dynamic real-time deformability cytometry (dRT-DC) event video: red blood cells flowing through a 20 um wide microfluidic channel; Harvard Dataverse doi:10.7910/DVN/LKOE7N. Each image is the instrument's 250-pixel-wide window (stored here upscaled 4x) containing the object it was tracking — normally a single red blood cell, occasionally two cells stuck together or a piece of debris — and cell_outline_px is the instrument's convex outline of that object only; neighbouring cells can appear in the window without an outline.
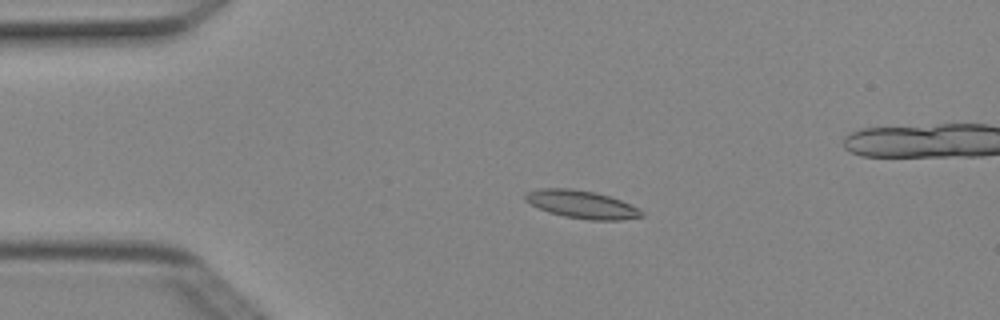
{"species": "Egyptian fruit bat (a non-hibernating species)", "species_latin": "Rousettus aegyptiacus", "temperature_condition": "cold", "stored_images_in_passage": 3, "camera_frame_rate_fps": 3000, "um_per_image_px": 0.085, "animal": {"sex": "female"}, "frame": {"image": 1, "passage_image": 2, "time_ms": 0.333, "image_size_px": [1000, 320], "cell_outline_px": [[644, 216], [620, 220], [588, 220], [564, 216], [548, 212], [524, 200], [524, 196], [528, 192], [540, 188], [572, 188], [596, 192], [620, 200], [640, 208], [644, 212]], "centroid_in_image_um": [49.48, 17.37], "position_along_channel_um": 35.5, "area_um2": 18.9}}